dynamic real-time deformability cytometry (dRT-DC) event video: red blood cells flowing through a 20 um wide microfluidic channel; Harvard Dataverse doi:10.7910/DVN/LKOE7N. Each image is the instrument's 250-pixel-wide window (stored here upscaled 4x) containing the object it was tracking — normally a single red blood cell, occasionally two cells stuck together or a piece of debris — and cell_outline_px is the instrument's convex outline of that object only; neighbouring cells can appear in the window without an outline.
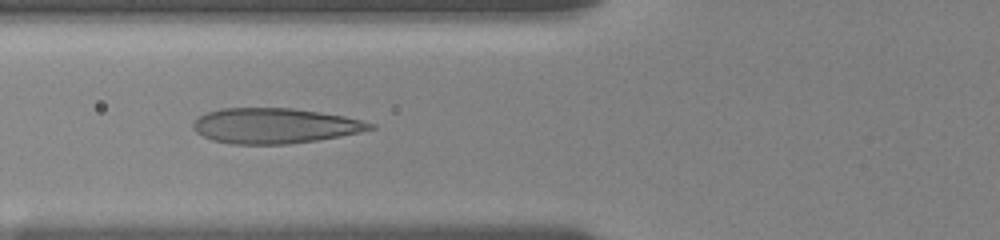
{"species": "human", "species_latin": "Homo sapiens", "temperature_condition": "room temperature", "stored_images_in_passage": 13, "camera_frame_rate_fps": 3000, "um_per_image_px": 0.085, "donor": {"sex": "female"}, "frame": {"image": 1, "passage_image": 9, "time_ms": 2.0, "image_size_px": [1000, 240], "cell_outline_px": [[376, 128], [360, 132], [340, 136], [316, 140], [288, 144], [232, 144], [212, 140], [196, 132], [192, 128], [192, 124], [200, 116], [208, 112], [220, 108], [292, 108], [344, 116], [376, 124]], "centroid_in_image_um": [23.35, 10.69], "position_along_channel_um": 102.5, "area_um2": 36.24}}
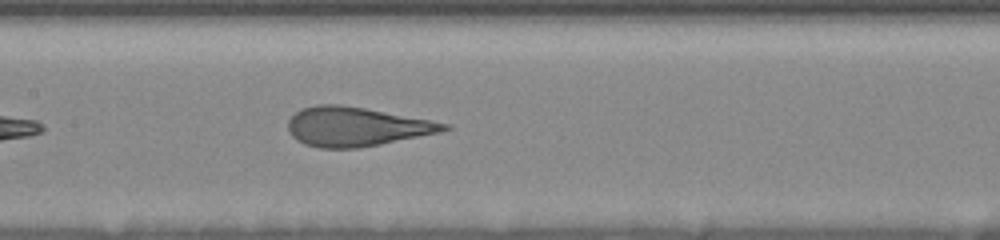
{"frame": {"image": 2, "passage_image": 13, "time_ms": 4.0, "image_size_px": [1000, 240], "cell_outline_px": [[452, 128], [440, 132], [380, 144], [356, 148], [320, 148], [304, 144], [296, 140], [288, 132], [288, 120], [296, 112], [304, 108], [316, 104], [340, 104], [364, 108], [452, 124]], "centroid_in_image_um": [30.26, 10.76], "position_along_channel_um": 177.1, "area_um2": 35.43}}